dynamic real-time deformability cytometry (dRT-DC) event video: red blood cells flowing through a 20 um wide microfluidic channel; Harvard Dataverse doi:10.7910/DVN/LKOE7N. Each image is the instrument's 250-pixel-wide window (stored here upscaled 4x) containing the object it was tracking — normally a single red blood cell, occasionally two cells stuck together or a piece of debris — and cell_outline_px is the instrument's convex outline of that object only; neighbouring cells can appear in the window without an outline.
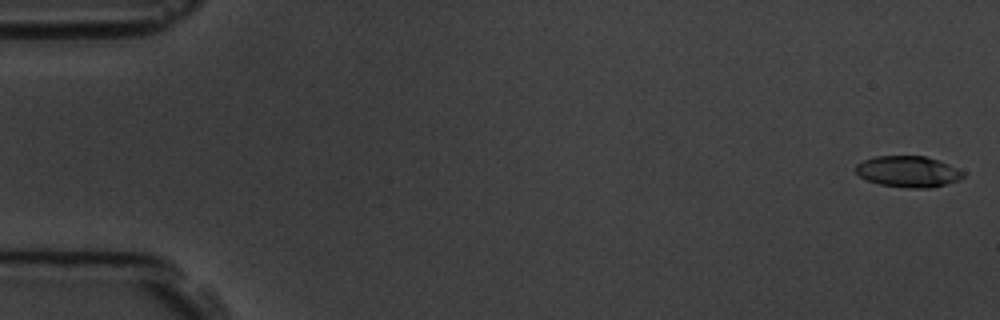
{"species": "common noctule bat (a hibernating species)", "species_latin": "Nyctalus noctula", "temperature_condition": "room temperature", "stored_images_in_passage": 5, "camera_frame_rate_fps": 3000, "um_per_image_px": 0.085, "animal": {"sex": "male", "body_mass_g": 19.5, "forearm_length_mm": 54.6}, "frame": {"image": 1, "passage_image": 1, "time_ms": 0.0, "image_size_px": [1000, 320], "cell_outline_px": [[964, 176], [960, 180], [928, 188], [908, 188], [880, 184], [868, 180], [860, 176], [856, 172], [856, 164], [864, 160], [876, 156], [924, 156], [948, 164], [964, 172]], "centroid_in_image_um": [77.19, 14.58], "position_along_channel_um": 7.8, "area_um2": 19.25}}
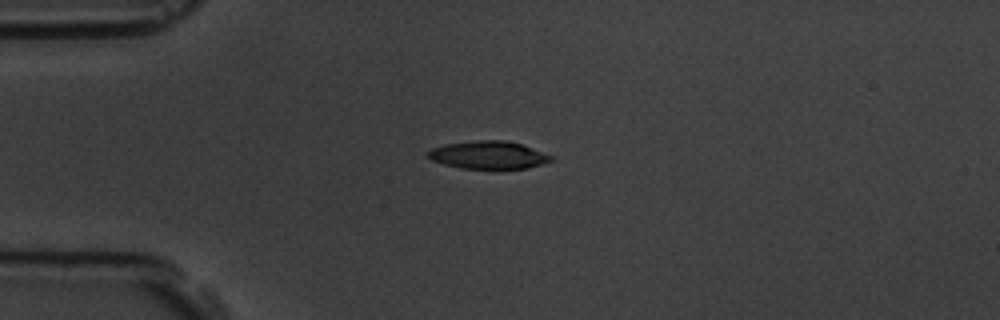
{"frame": {"image": 2, "passage_image": 5, "time_ms": 4.333, "image_size_px": [1000, 320], "cell_outline_px": [[552, 160], [528, 168], [460, 168], [444, 164], [432, 160], [428, 156], [428, 152], [432, 148], [444, 144], [476, 140], [504, 140], [520, 144], [552, 156]], "centroid_in_image_um": [41.47, 13.17], "position_along_channel_um": 43.5, "area_um2": 19.54}}